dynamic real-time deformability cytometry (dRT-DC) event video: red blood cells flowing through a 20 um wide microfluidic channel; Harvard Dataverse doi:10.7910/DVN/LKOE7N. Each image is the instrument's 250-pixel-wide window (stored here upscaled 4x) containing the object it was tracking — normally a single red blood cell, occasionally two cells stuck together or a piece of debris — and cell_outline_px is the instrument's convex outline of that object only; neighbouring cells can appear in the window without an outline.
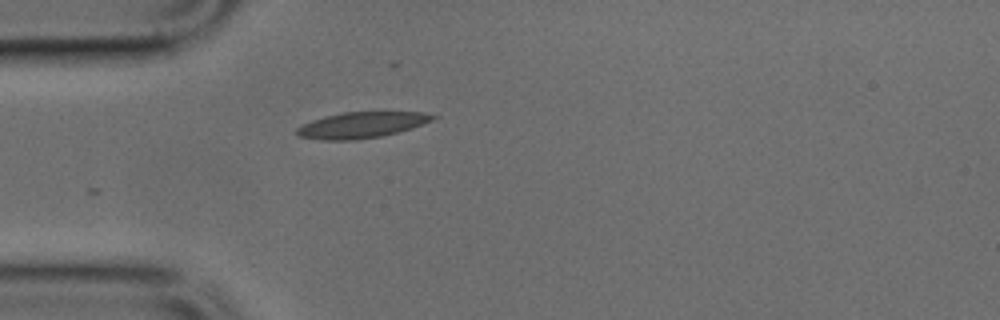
{"species": "common noctule bat (a hibernating species)", "species_latin": "Nyctalus noctula", "temperature_condition": "cold", "stored_images_in_passage": 16, "camera_frame_rate_fps": 3000, "um_per_image_px": 0.085, "animal": {"sex": "male", "body_mass_g": 17.9, "forearm_length_mm": 54.2}, "frame": {"image": 1, "passage_image": 1, "time_ms": 0.0, "image_size_px": [1000, 320], "cell_outline_px": [[440, 116], [432, 120], [396, 132], [380, 136], [356, 140], [320, 140], [300, 136], [296, 132], [296, 128], [312, 120], [324, 116], [344, 112], [424, 112]], "centroid_in_image_um": [30.7, 10.62], "position_along_channel_um": 54.3, "area_um2": 20.29}}
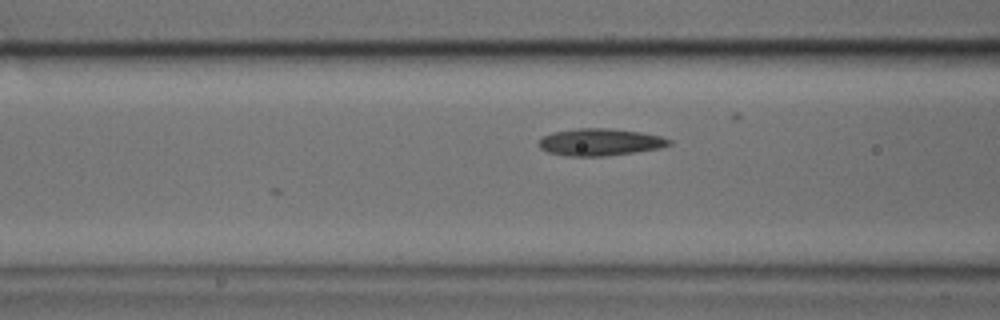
{"frame": {"image": 2, "passage_image": 6, "time_ms": 1.667, "image_size_px": [1000, 320], "cell_outline_px": [[672, 144], [660, 148], [636, 152], [604, 156], [564, 156], [548, 152], [540, 148], [536, 144], [544, 136], [552, 132], [576, 128], [608, 128], [640, 132], [660, 136], [672, 140]], "centroid_in_image_um": [50.98, 12.08], "position_along_channel_um": 115.6, "area_um2": 20.69}}
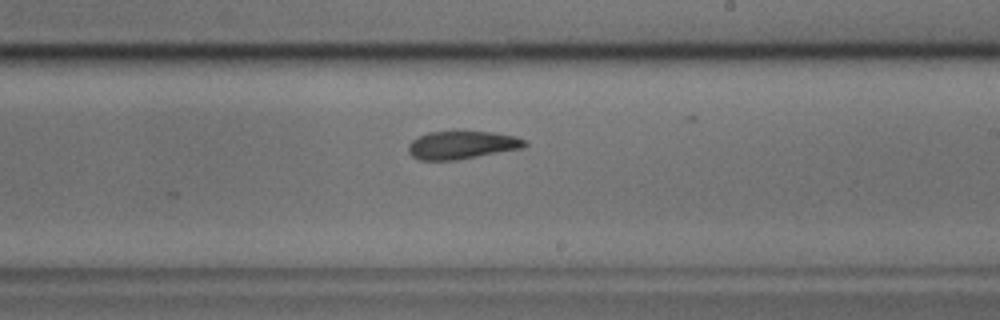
{"frame": {"image": 3, "passage_image": 16, "time_ms": 5.0, "image_size_px": [1000, 320], "cell_outline_px": [[528, 144], [524, 148], [456, 160], [420, 160], [412, 156], [408, 152], [408, 144], [416, 136], [428, 132], [492, 132], [516, 136], [528, 140]], "centroid_in_image_um": [39.28, 12.33], "position_along_channel_um": 249.7, "area_um2": 19.13}}